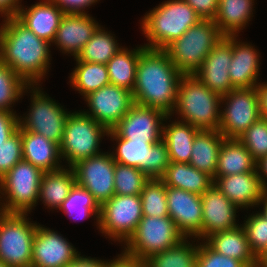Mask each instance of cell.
Returning a JSON list of instances; mask_svg holds the SVG:
<instances>
[{"label":"cell","instance_id":"ab89813d","mask_svg":"<svg viewBox=\"0 0 267 267\" xmlns=\"http://www.w3.org/2000/svg\"><path fill=\"white\" fill-rule=\"evenodd\" d=\"M27 87L9 66L0 62V110L11 111L10 105L21 97Z\"/></svg>","mask_w":267,"mask_h":267},{"label":"cell","instance_id":"30bf717a","mask_svg":"<svg viewBox=\"0 0 267 267\" xmlns=\"http://www.w3.org/2000/svg\"><path fill=\"white\" fill-rule=\"evenodd\" d=\"M107 135L118 142L115 154L111 153L116 163L136 167L150 179H160L163 176L170 163L168 149L163 140L155 144L132 141L120 138L112 129Z\"/></svg>","mask_w":267,"mask_h":267},{"label":"cell","instance_id":"e575fe53","mask_svg":"<svg viewBox=\"0 0 267 267\" xmlns=\"http://www.w3.org/2000/svg\"><path fill=\"white\" fill-rule=\"evenodd\" d=\"M120 49L114 37L99 26L76 58L79 61L106 65Z\"/></svg>","mask_w":267,"mask_h":267},{"label":"cell","instance_id":"6da1fadb","mask_svg":"<svg viewBox=\"0 0 267 267\" xmlns=\"http://www.w3.org/2000/svg\"><path fill=\"white\" fill-rule=\"evenodd\" d=\"M182 76L165 50L145 48L137 63L132 91L134 103L158 109L170 116Z\"/></svg>","mask_w":267,"mask_h":267},{"label":"cell","instance_id":"ba28073f","mask_svg":"<svg viewBox=\"0 0 267 267\" xmlns=\"http://www.w3.org/2000/svg\"><path fill=\"white\" fill-rule=\"evenodd\" d=\"M108 129L83 112L70 113L66 120L60 146L61 158H66L69 168L77 162L100 154L101 136Z\"/></svg>","mask_w":267,"mask_h":267},{"label":"cell","instance_id":"74e56055","mask_svg":"<svg viewBox=\"0 0 267 267\" xmlns=\"http://www.w3.org/2000/svg\"><path fill=\"white\" fill-rule=\"evenodd\" d=\"M60 209L63 210L64 213H68L70 217H73L72 214L74 213H78V215L82 216V218H88L89 216L95 214L97 215V222H99V204L95 201L92 194L88 190L76 183L71 188L67 198L63 201L59 210Z\"/></svg>","mask_w":267,"mask_h":267},{"label":"cell","instance_id":"ee69618b","mask_svg":"<svg viewBox=\"0 0 267 267\" xmlns=\"http://www.w3.org/2000/svg\"><path fill=\"white\" fill-rule=\"evenodd\" d=\"M196 267H247L242 261L221 255L207 244L198 245Z\"/></svg>","mask_w":267,"mask_h":267},{"label":"cell","instance_id":"b9f144b4","mask_svg":"<svg viewBox=\"0 0 267 267\" xmlns=\"http://www.w3.org/2000/svg\"><path fill=\"white\" fill-rule=\"evenodd\" d=\"M242 226L254 255L258 258L267 250V219L257 213L248 217Z\"/></svg>","mask_w":267,"mask_h":267},{"label":"cell","instance_id":"bcb514c9","mask_svg":"<svg viewBox=\"0 0 267 267\" xmlns=\"http://www.w3.org/2000/svg\"><path fill=\"white\" fill-rule=\"evenodd\" d=\"M186 1L202 19H214L219 0H184Z\"/></svg>","mask_w":267,"mask_h":267},{"label":"cell","instance_id":"ffe728a7","mask_svg":"<svg viewBox=\"0 0 267 267\" xmlns=\"http://www.w3.org/2000/svg\"><path fill=\"white\" fill-rule=\"evenodd\" d=\"M201 201L203 239L214 233L238 227L235 217L236 209L239 207L232 203L214 184L201 195Z\"/></svg>","mask_w":267,"mask_h":267},{"label":"cell","instance_id":"f546056e","mask_svg":"<svg viewBox=\"0 0 267 267\" xmlns=\"http://www.w3.org/2000/svg\"><path fill=\"white\" fill-rule=\"evenodd\" d=\"M162 127V140L166 143L170 162L189 163L193 141L201 130L183 121Z\"/></svg>","mask_w":267,"mask_h":267},{"label":"cell","instance_id":"d4e9b609","mask_svg":"<svg viewBox=\"0 0 267 267\" xmlns=\"http://www.w3.org/2000/svg\"><path fill=\"white\" fill-rule=\"evenodd\" d=\"M255 50L251 45L238 44L235 36H232V60L228 70L235 89L257 87L259 54Z\"/></svg>","mask_w":267,"mask_h":267},{"label":"cell","instance_id":"8d00e7d4","mask_svg":"<svg viewBox=\"0 0 267 267\" xmlns=\"http://www.w3.org/2000/svg\"><path fill=\"white\" fill-rule=\"evenodd\" d=\"M143 216L166 217L168 215L166 185L161 179H149L140 194Z\"/></svg>","mask_w":267,"mask_h":267},{"label":"cell","instance_id":"5bb4252c","mask_svg":"<svg viewBox=\"0 0 267 267\" xmlns=\"http://www.w3.org/2000/svg\"><path fill=\"white\" fill-rule=\"evenodd\" d=\"M35 89L30 112L23 121L19 119V128L41 134L60 145L69 114L53 99Z\"/></svg>","mask_w":267,"mask_h":267},{"label":"cell","instance_id":"f6af8a7d","mask_svg":"<svg viewBox=\"0 0 267 267\" xmlns=\"http://www.w3.org/2000/svg\"><path fill=\"white\" fill-rule=\"evenodd\" d=\"M12 111L0 110V142H6L19 128V117Z\"/></svg>","mask_w":267,"mask_h":267},{"label":"cell","instance_id":"d590c367","mask_svg":"<svg viewBox=\"0 0 267 267\" xmlns=\"http://www.w3.org/2000/svg\"><path fill=\"white\" fill-rule=\"evenodd\" d=\"M198 246L183 239L179 244L145 260L147 267H196Z\"/></svg>","mask_w":267,"mask_h":267},{"label":"cell","instance_id":"4fadbf2b","mask_svg":"<svg viewBox=\"0 0 267 267\" xmlns=\"http://www.w3.org/2000/svg\"><path fill=\"white\" fill-rule=\"evenodd\" d=\"M115 163L111 154L100 153L71 167L76 184L88 190L99 206L115 195Z\"/></svg>","mask_w":267,"mask_h":267},{"label":"cell","instance_id":"f907efd6","mask_svg":"<svg viewBox=\"0 0 267 267\" xmlns=\"http://www.w3.org/2000/svg\"><path fill=\"white\" fill-rule=\"evenodd\" d=\"M19 0H0V13L6 17H14L20 8Z\"/></svg>","mask_w":267,"mask_h":267},{"label":"cell","instance_id":"681fc988","mask_svg":"<svg viewBox=\"0 0 267 267\" xmlns=\"http://www.w3.org/2000/svg\"><path fill=\"white\" fill-rule=\"evenodd\" d=\"M107 267H147L145 261L133 259L122 253L117 259L108 262Z\"/></svg>","mask_w":267,"mask_h":267},{"label":"cell","instance_id":"277c9868","mask_svg":"<svg viewBox=\"0 0 267 267\" xmlns=\"http://www.w3.org/2000/svg\"><path fill=\"white\" fill-rule=\"evenodd\" d=\"M221 96L210 90L194 75H183L179 81L174 110L183 122L199 130H218ZM178 110V111H177Z\"/></svg>","mask_w":267,"mask_h":267},{"label":"cell","instance_id":"484cf974","mask_svg":"<svg viewBox=\"0 0 267 267\" xmlns=\"http://www.w3.org/2000/svg\"><path fill=\"white\" fill-rule=\"evenodd\" d=\"M205 242L215 252L242 261L247 267H257L258 258L252 252L243 227L220 231Z\"/></svg>","mask_w":267,"mask_h":267},{"label":"cell","instance_id":"ac0fdd59","mask_svg":"<svg viewBox=\"0 0 267 267\" xmlns=\"http://www.w3.org/2000/svg\"><path fill=\"white\" fill-rule=\"evenodd\" d=\"M166 197L168 215L185 238L190 235L202 238L201 195L166 186Z\"/></svg>","mask_w":267,"mask_h":267},{"label":"cell","instance_id":"7dc6e473","mask_svg":"<svg viewBox=\"0 0 267 267\" xmlns=\"http://www.w3.org/2000/svg\"><path fill=\"white\" fill-rule=\"evenodd\" d=\"M65 14H85V7L97 2L98 0H51ZM82 9V11H81ZM84 11V12H83Z\"/></svg>","mask_w":267,"mask_h":267},{"label":"cell","instance_id":"f35d334b","mask_svg":"<svg viewBox=\"0 0 267 267\" xmlns=\"http://www.w3.org/2000/svg\"><path fill=\"white\" fill-rule=\"evenodd\" d=\"M150 178L136 167L115 163V195H140Z\"/></svg>","mask_w":267,"mask_h":267},{"label":"cell","instance_id":"7a4b0ae2","mask_svg":"<svg viewBox=\"0 0 267 267\" xmlns=\"http://www.w3.org/2000/svg\"><path fill=\"white\" fill-rule=\"evenodd\" d=\"M0 27V62L9 66L28 86L35 85L49 67V45L15 16Z\"/></svg>","mask_w":267,"mask_h":267},{"label":"cell","instance_id":"db71d44e","mask_svg":"<svg viewBox=\"0 0 267 267\" xmlns=\"http://www.w3.org/2000/svg\"><path fill=\"white\" fill-rule=\"evenodd\" d=\"M257 267H267V250L258 257Z\"/></svg>","mask_w":267,"mask_h":267},{"label":"cell","instance_id":"11a10c76","mask_svg":"<svg viewBox=\"0 0 267 267\" xmlns=\"http://www.w3.org/2000/svg\"><path fill=\"white\" fill-rule=\"evenodd\" d=\"M261 202L264 204V207H263L264 209L260 214L263 215L267 219V191L263 194L259 203Z\"/></svg>","mask_w":267,"mask_h":267},{"label":"cell","instance_id":"603a6c76","mask_svg":"<svg viewBox=\"0 0 267 267\" xmlns=\"http://www.w3.org/2000/svg\"><path fill=\"white\" fill-rule=\"evenodd\" d=\"M64 15L56 4L46 0L32 5L27 10L20 7L15 17L40 39L53 43Z\"/></svg>","mask_w":267,"mask_h":267},{"label":"cell","instance_id":"5b68a950","mask_svg":"<svg viewBox=\"0 0 267 267\" xmlns=\"http://www.w3.org/2000/svg\"><path fill=\"white\" fill-rule=\"evenodd\" d=\"M222 37L213 19H201L164 50L183 75H193Z\"/></svg>","mask_w":267,"mask_h":267},{"label":"cell","instance_id":"44dd1931","mask_svg":"<svg viewBox=\"0 0 267 267\" xmlns=\"http://www.w3.org/2000/svg\"><path fill=\"white\" fill-rule=\"evenodd\" d=\"M214 185L238 207L259 205L266 192L257 171H248L229 176H215Z\"/></svg>","mask_w":267,"mask_h":267},{"label":"cell","instance_id":"836d02e7","mask_svg":"<svg viewBox=\"0 0 267 267\" xmlns=\"http://www.w3.org/2000/svg\"><path fill=\"white\" fill-rule=\"evenodd\" d=\"M77 61V67L71 73L70 82L83 96L110 84L105 64Z\"/></svg>","mask_w":267,"mask_h":267},{"label":"cell","instance_id":"d6a6232c","mask_svg":"<svg viewBox=\"0 0 267 267\" xmlns=\"http://www.w3.org/2000/svg\"><path fill=\"white\" fill-rule=\"evenodd\" d=\"M145 46L134 51L121 48L107 63L110 84L133 91L137 63Z\"/></svg>","mask_w":267,"mask_h":267},{"label":"cell","instance_id":"7402d4cb","mask_svg":"<svg viewBox=\"0 0 267 267\" xmlns=\"http://www.w3.org/2000/svg\"><path fill=\"white\" fill-rule=\"evenodd\" d=\"M92 17L85 14H65L56 31L55 42L65 53L78 56L98 28Z\"/></svg>","mask_w":267,"mask_h":267},{"label":"cell","instance_id":"9f6ffc18","mask_svg":"<svg viewBox=\"0 0 267 267\" xmlns=\"http://www.w3.org/2000/svg\"><path fill=\"white\" fill-rule=\"evenodd\" d=\"M0 267H9L8 265H5L4 263L0 262Z\"/></svg>","mask_w":267,"mask_h":267},{"label":"cell","instance_id":"83f0119b","mask_svg":"<svg viewBox=\"0 0 267 267\" xmlns=\"http://www.w3.org/2000/svg\"><path fill=\"white\" fill-rule=\"evenodd\" d=\"M167 187L182 189L202 195L212 184L213 178L189 163L170 162L160 178Z\"/></svg>","mask_w":267,"mask_h":267},{"label":"cell","instance_id":"d6986e66","mask_svg":"<svg viewBox=\"0 0 267 267\" xmlns=\"http://www.w3.org/2000/svg\"><path fill=\"white\" fill-rule=\"evenodd\" d=\"M77 255L76 249L58 233L37 226L31 267H64Z\"/></svg>","mask_w":267,"mask_h":267},{"label":"cell","instance_id":"2e32d148","mask_svg":"<svg viewBox=\"0 0 267 267\" xmlns=\"http://www.w3.org/2000/svg\"><path fill=\"white\" fill-rule=\"evenodd\" d=\"M84 98L92 113H83L108 130L113 129L134 104L132 91L112 84L93 91Z\"/></svg>","mask_w":267,"mask_h":267},{"label":"cell","instance_id":"1f68e13d","mask_svg":"<svg viewBox=\"0 0 267 267\" xmlns=\"http://www.w3.org/2000/svg\"><path fill=\"white\" fill-rule=\"evenodd\" d=\"M69 169L43 173L39 198L48 207L59 209L76 183L75 173L71 167Z\"/></svg>","mask_w":267,"mask_h":267},{"label":"cell","instance_id":"60d3db41","mask_svg":"<svg viewBox=\"0 0 267 267\" xmlns=\"http://www.w3.org/2000/svg\"><path fill=\"white\" fill-rule=\"evenodd\" d=\"M257 161L267 155V119L260 118L237 138Z\"/></svg>","mask_w":267,"mask_h":267},{"label":"cell","instance_id":"f5cc1de1","mask_svg":"<svg viewBox=\"0 0 267 267\" xmlns=\"http://www.w3.org/2000/svg\"><path fill=\"white\" fill-rule=\"evenodd\" d=\"M262 170L259 174V172L257 171V175L259 176L260 178V182L263 186V188L265 189V191H267V183L266 181L264 180L265 178H263L264 176H266L267 178V155L266 156H263L261 157L260 159H258L256 161V170ZM262 172L264 173V175L262 176Z\"/></svg>","mask_w":267,"mask_h":267},{"label":"cell","instance_id":"e0dca14e","mask_svg":"<svg viewBox=\"0 0 267 267\" xmlns=\"http://www.w3.org/2000/svg\"><path fill=\"white\" fill-rule=\"evenodd\" d=\"M232 60V36H224L204 59L193 75L220 96L232 89L229 68Z\"/></svg>","mask_w":267,"mask_h":267},{"label":"cell","instance_id":"4316f807","mask_svg":"<svg viewBox=\"0 0 267 267\" xmlns=\"http://www.w3.org/2000/svg\"><path fill=\"white\" fill-rule=\"evenodd\" d=\"M224 139L218 130H201L193 141L189 164L214 178L218 154Z\"/></svg>","mask_w":267,"mask_h":267},{"label":"cell","instance_id":"8fae6325","mask_svg":"<svg viewBox=\"0 0 267 267\" xmlns=\"http://www.w3.org/2000/svg\"><path fill=\"white\" fill-rule=\"evenodd\" d=\"M142 217L140 195H114L100 206L98 225L110 238L127 242Z\"/></svg>","mask_w":267,"mask_h":267},{"label":"cell","instance_id":"9c48e42d","mask_svg":"<svg viewBox=\"0 0 267 267\" xmlns=\"http://www.w3.org/2000/svg\"><path fill=\"white\" fill-rule=\"evenodd\" d=\"M43 171L25 160L19 161L0 179L7 203L0 208L4 213L27 214L39 199Z\"/></svg>","mask_w":267,"mask_h":267},{"label":"cell","instance_id":"816d5d0a","mask_svg":"<svg viewBox=\"0 0 267 267\" xmlns=\"http://www.w3.org/2000/svg\"><path fill=\"white\" fill-rule=\"evenodd\" d=\"M257 91L259 94L261 118L267 119V84L258 83Z\"/></svg>","mask_w":267,"mask_h":267},{"label":"cell","instance_id":"cb8c5ba5","mask_svg":"<svg viewBox=\"0 0 267 267\" xmlns=\"http://www.w3.org/2000/svg\"><path fill=\"white\" fill-rule=\"evenodd\" d=\"M22 157L33 166L40 168L43 172H54L61 170L58 160L61 159L60 146L43 135L21 130Z\"/></svg>","mask_w":267,"mask_h":267},{"label":"cell","instance_id":"8992f818","mask_svg":"<svg viewBox=\"0 0 267 267\" xmlns=\"http://www.w3.org/2000/svg\"><path fill=\"white\" fill-rule=\"evenodd\" d=\"M185 236L179 231L170 216H143L136 231L126 242L123 254L145 261L156 253L179 244Z\"/></svg>","mask_w":267,"mask_h":267},{"label":"cell","instance_id":"52a82bcc","mask_svg":"<svg viewBox=\"0 0 267 267\" xmlns=\"http://www.w3.org/2000/svg\"><path fill=\"white\" fill-rule=\"evenodd\" d=\"M25 215L0 211V262L9 267H31L38 225L28 222Z\"/></svg>","mask_w":267,"mask_h":267},{"label":"cell","instance_id":"f1b7e54d","mask_svg":"<svg viewBox=\"0 0 267 267\" xmlns=\"http://www.w3.org/2000/svg\"><path fill=\"white\" fill-rule=\"evenodd\" d=\"M256 170V160L237 138H225L218 154L215 176H229Z\"/></svg>","mask_w":267,"mask_h":267},{"label":"cell","instance_id":"9a60e30c","mask_svg":"<svg viewBox=\"0 0 267 267\" xmlns=\"http://www.w3.org/2000/svg\"><path fill=\"white\" fill-rule=\"evenodd\" d=\"M168 117L158 109L134 103L112 130L123 139L155 144L162 140L160 124Z\"/></svg>","mask_w":267,"mask_h":267},{"label":"cell","instance_id":"7bdbcfd3","mask_svg":"<svg viewBox=\"0 0 267 267\" xmlns=\"http://www.w3.org/2000/svg\"><path fill=\"white\" fill-rule=\"evenodd\" d=\"M22 159L21 129L18 128L6 142H0V179Z\"/></svg>","mask_w":267,"mask_h":267},{"label":"cell","instance_id":"7c38bea8","mask_svg":"<svg viewBox=\"0 0 267 267\" xmlns=\"http://www.w3.org/2000/svg\"><path fill=\"white\" fill-rule=\"evenodd\" d=\"M226 100L218 131L225 138H238L261 118L257 87L232 89L221 96V101Z\"/></svg>","mask_w":267,"mask_h":267},{"label":"cell","instance_id":"3957f363","mask_svg":"<svg viewBox=\"0 0 267 267\" xmlns=\"http://www.w3.org/2000/svg\"><path fill=\"white\" fill-rule=\"evenodd\" d=\"M201 19L186 1H165L142 20L141 28L150 42L145 47L164 50Z\"/></svg>","mask_w":267,"mask_h":267},{"label":"cell","instance_id":"c3c4849f","mask_svg":"<svg viewBox=\"0 0 267 267\" xmlns=\"http://www.w3.org/2000/svg\"><path fill=\"white\" fill-rule=\"evenodd\" d=\"M108 262L93 258H84L78 254L72 261H70L64 267H107Z\"/></svg>","mask_w":267,"mask_h":267},{"label":"cell","instance_id":"4dcf8cb0","mask_svg":"<svg viewBox=\"0 0 267 267\" xmlns=\"http://www.w3.org/2000/svg\"><path fill=\"white\" fill-rule=\"evenodd\" d=\"M253 0H219L214 23L223 36H237L239 30L248 23Z\"/></svg>","mask_w":267,"mask_h":267}]
</instances>
